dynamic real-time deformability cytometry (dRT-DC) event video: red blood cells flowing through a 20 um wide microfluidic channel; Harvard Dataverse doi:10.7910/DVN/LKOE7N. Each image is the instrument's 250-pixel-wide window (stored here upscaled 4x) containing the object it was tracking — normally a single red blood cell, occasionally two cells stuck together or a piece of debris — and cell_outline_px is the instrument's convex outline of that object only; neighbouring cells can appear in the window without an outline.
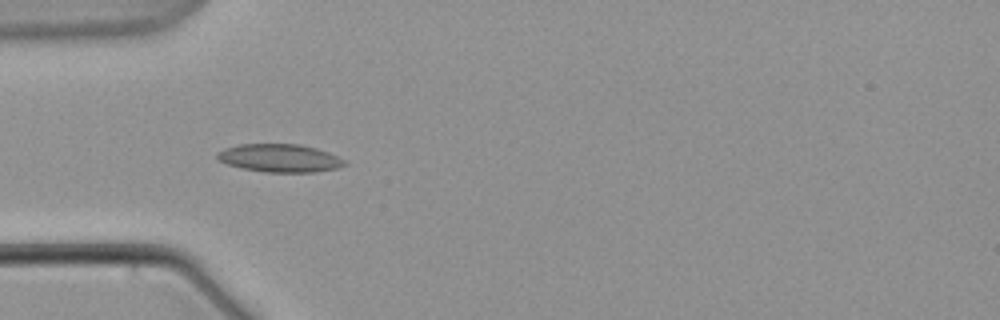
{"species": "common noctule bat (a hibernating species)", "species_latin": "Nyctalus noctula", "temperature_condition": "warm", "stored_images_in_passage": 6, "camera_frame_rate_fps": 3000, "um_per_image_px": 0.085, "animal": {"sex": "male", "body_mass_g": 21.5, "forearm_length_mm": 52.0}, "frame": {"image": 1, "passage_image": 5, "time_ms": 5.667, "image_size_px": [1000, 320], "cell_outline_px": [[348, 164], [336, 168], [316, 172], [264, 172], [244, 168], [228, 164], [216, 160], [216, 152], [224, 148], [240, 144], [300, 144], [316, 148], [328, 152], [344, 160]], "centroid_in_image_um": [23.75, 13.43], "position_along_channel_um": 61.3, "area_um2": 20.81}}
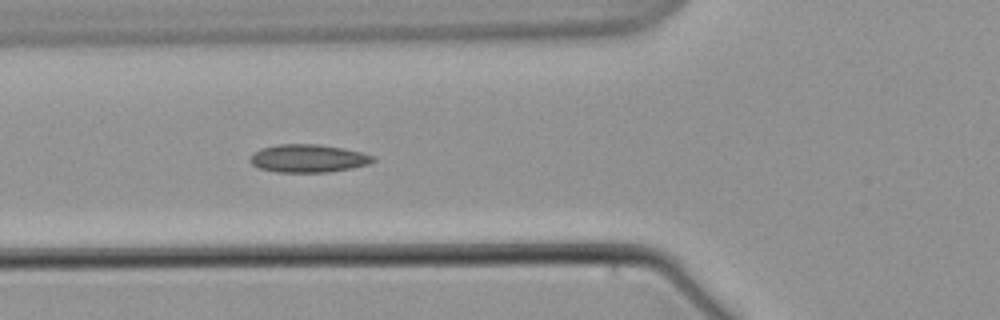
{"frame": {"image": 2, "passage_image": 6, "time_ms": 7.0, "image_size_px": [1000, 320], "cell_outline_px": [[376, 160], [368, 164], [352, 168], [328, 172], [276, 172], [260, 168], [252, 164], [248, 160], [260, 148], [276, 144], [316, 144], [344, 148], [376, 156]], "centroid_in_image_um": [26.21, 13.46], "position_along_channel_um": 99.6, "area_um2": 20.06}}